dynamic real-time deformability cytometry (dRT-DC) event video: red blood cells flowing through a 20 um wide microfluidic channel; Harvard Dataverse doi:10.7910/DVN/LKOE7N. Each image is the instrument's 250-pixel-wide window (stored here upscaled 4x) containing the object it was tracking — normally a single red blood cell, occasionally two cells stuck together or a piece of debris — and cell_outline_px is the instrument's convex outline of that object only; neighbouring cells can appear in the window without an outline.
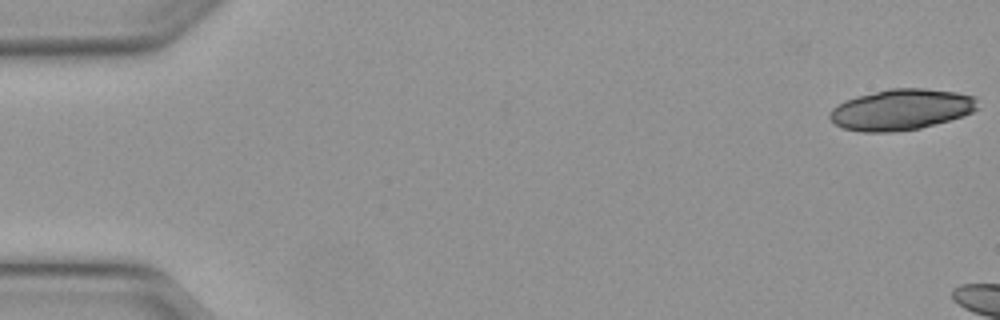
{"species": "Egyptian fruit bat (a non-hibernating species)", "species_latin": "Rousettus aegyptiacus", "temperature_condition": "warm", "stored_images_in_passage": 2, "camera_frame_rate_fps": 3000, "um_per_image_px": 0.085, "animal": {"sex": "female"}, "frame": {"image": 1, "passage_image": 2, "time_ms": 0.333, "image_size_px": [1000, 320], "cell_outline_px": [[980, 108], [964, 116], [920, 128], [892, 132], [864, 132], [844, 128], [836, 124], [828, 116], [828, 112], [832, 108], [844, 100], [856, 96], [892, 88], [924, 88], [956, 92], [972, 96], [976, 100]], "centroid_in_image_um": [76.6, 9.31], "position_along_channel_um": 8.4, "area_um2": 35.26}}